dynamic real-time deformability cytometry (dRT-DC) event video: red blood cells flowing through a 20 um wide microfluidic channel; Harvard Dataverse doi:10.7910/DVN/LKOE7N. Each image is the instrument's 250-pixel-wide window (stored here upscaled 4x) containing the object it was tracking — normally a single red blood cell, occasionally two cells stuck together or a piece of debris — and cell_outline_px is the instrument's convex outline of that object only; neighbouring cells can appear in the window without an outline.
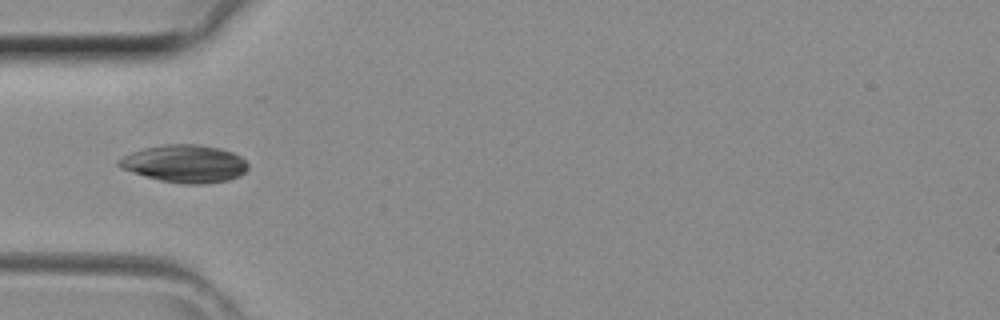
{"species": "common noctule bat (a hibernating species)", "species_latin": "Nyctalus noctula", "temperature_condition": "room temperature", "stored_images_in_passage": 26, "camera_frame_rate_fps": 3000, "um_per_image_px": 0.085, "animal": {"sex": "female", "body_mass_g": 29.2, "forearm_length_mm": 56.3}, "frame": {"image": 1, "passage_image": 1, "time_ms": 0.0, "image_size_px": [1000, 320], "cell_outline_px": [[248, 168], [240, 176], [228, 180], [204, 184], [184, 184], [160, 180], [144, 176], [120, 168], [116, 164], [116, 160], [132, 152], [144, 148], [164, 144], [200, 144], [220, 148], [232, 152], [240, 156], [248, 164]], "centroid_in_image_um": [15.69, 13.91], "position_along_channel_um": 69.3, "area_um2": 28.44}}
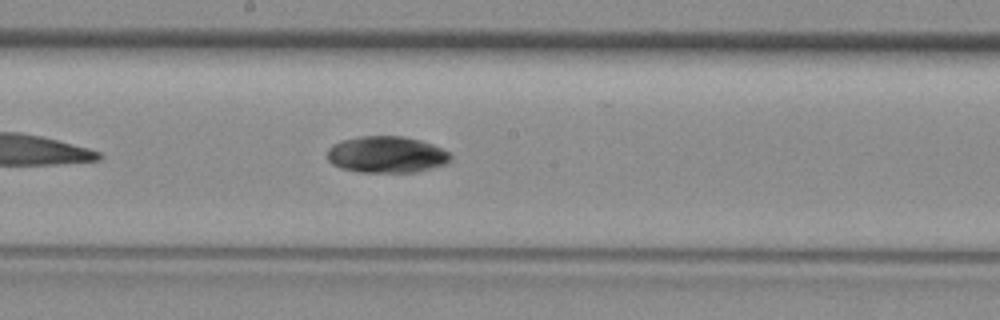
{"frame": {"image": 2, "passage_image": 10, "time_ms": 3.0, "image_size_px": [1000, 320], "cell_outline_px": [[452, 156], [448, 164], [416, 172], [360, 172], [340, 168], [332, 164], [328, 160], [328, 148], [332, 144], [340, 140], [360, 136], [404, 136], [420, 140], [432, 144], [448, 152]], "centroid_in_image_um": [32.85, 13.14], "position_along_channel_um": 215.4, "area_um2": 26.47}}
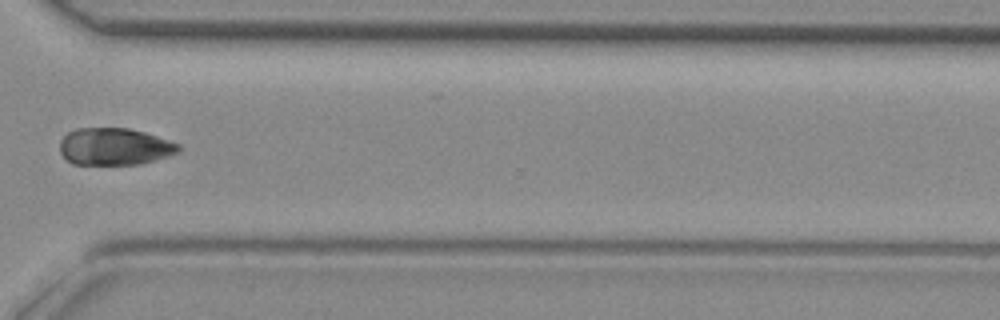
{"frame": {"image": 3, "passage_image": 19, "time_ms": 6.0, "image_size_px": [1000, 320], "cell_outline_px": [[180, 152], [168, 156], [140, 164], [72, 164], [60, 152], [60, 140], [68, 132], [76, 128], [128, 128], [144, 132], [180, 144]], "centroid_in_image_um": [9.73, 12.45], "position_along_channel_um": 360.9, "area_um2": 25.61}}